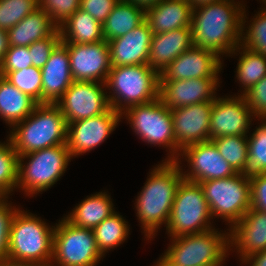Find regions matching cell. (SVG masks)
<instances>
[{"label":"cell","instance_id":"cell-1","mask_svg":"<svg viewBox=\"0 0 266 266\" xmlns=\"http://www.w3.org/2000/svg\"><path fill=\"white\" fill-rule=\"evenodd\" d=\"M243 3L221 0L192 9L193 44L227 57L241 42Z\"/></svg>","mask_w":266,"mask_h":266},{"label":"cell","instance_id":"cell-2","mask_svg":"<svg viewBox=\"0 0 266 266\" xmlns=\"http://www.w3.org/2000/svg\"><path fill=\"white\" fill-rule=\"evenodd\" d=\"M181 162L162 160L156 164L135 199L136 216L148 242L168 224L176 190L183 180Z\"/></svg>","mask_w":266,"mask_h":266},{"label":"cell","instance_id":"cell-3","mask_svg":"<svg viewBox=\"0 0 266 266\" xmlns=\"http://www.w3.org/2000/svg\"><path fill=\"white\" fill-rule=\"evenodd\" d=\"M9 132L18 156L67 142V123L56 104H38Z\"/></svg>","mask_w":266,"mask_h":266},{"label":"cell","instance_id":"cell-4","mask_svg":"<svg viewBox=\"0 0 266 266\" xmlns=\"http://www.w3.org/2000/svg\"><path fill=\"white\" fill-rule=\"evenodd\" d=\"M43 220L22 208L16 211L10 227L8 259L50 266L55 226Z\"/></svg>","mask_w":266,"mask_h":266},{"label":"cell","instance_id":"cell-5","mask_svg":"<svg viewBox=\"0 0 266 266\" xmlns=\"http://www.w3.org/2000/svg\"><path fill=\"white\" fill-rule=\"evenodd\" d=\"M159 80V74L149 65L112 67L105 83L111 108L122 113L131 106L156 100Z\"/></svg>","mask_w":266,"mask_h":266},{"label":"cell","instance_id":"cell-6","mask_svg":"<svg viewBox=\"0 0 266 266\" xmlns=\"http://www.w3.org/2000/svg\"><path fill=\"white\" fill-rule=\"evenodd\" d=\"M71 159L67 144L19 155L17 189L25 196L42 194L61 179Z\"/></svg>","mask_w":266,"mask_h":266},{"label":"cell","instance_id":"cell-7","mask_svg":"<svg viewBox=\"0 0 266 266\" xmlns=\"http://www.w3.org/2000/svg\"><path fill=\"white\" fill-rule=\"evenodd\" d=\"M210 229L170 238L164 255L176 266H223L229 256V232Z\"/></svg>","mask_w":266,"mask_h":266},{"label":"cell","instance_id":"cell-8","mask_svg":"<svg viewBox=\"0 0 266 266\" xmlns=\"http://www.w3.org/2000/svg\"><path fill=\"white\" fill-rule=\"evenodd\" d=\"M135 135L147 144L162 146L167 150L164 161H177L178 146L174 136V127L170 109L160 98L140 105H134L121 113ZM124 116V117H123Z\"/></svg>","mask_w":266,"mask_h":266},{"label":"cell","instance_id":"cell-9","mask_svg":"<svg viewBox=\"0 0 266 266\" xmlns=\"http://www.w3.org/2000/svg\"><path fill=\"white\" fill-rule=\"evenodd\" d=\"M212 219L202 186L183 179L176 190L166 226L168 237L174 238L214 229Z\"/></svg>","mask_w":266,"mask_h":266},{"label":"cell","instance_id":"cell-10","mask_svg":"<svg viewBox=\"0 0 266 266\" xmlns=\"http://www.w3.org/2000/svg\"><path fill=\"white\" fill-rule=\"evenodd\" d=\"M212 218L224 220L229 229L251 208L250 180L244 173L199 183Z\"/></svg>","mask_w":266,"mask_h":266},{"label":"cell","instance_id":"cell-11","mask_svg":"<svg viewBox=\"0 0 266 266\" xmlns=\"http://www.w3.org/2000/svg\"><path fill=\"white\" fill-rule=\"evenodd\" d=\"M103 258L92 229L74 226L64 217L55 223L50 266H96Z\"/></svg>","mask_w":266,"mask_h":266},{"label":"cell","instance_id":"cell-12","mask_svg":"<svg viewBox=\"0 0 266 266\" xmlns=\"http://www.w3.org/2000/svg\"><path fill=\"white\" fill-rule=\"evenodd\" d=\"M105 90V91H104ZM106 84L95 81H73L63 96L56 102L66 123L96 117L111 106Z\"/></svg>","mask_w":266,"mask_h":266},{"label":"cell","instance_id":"cell-13","mask_svg":"<svg viewBox=\"0 0 266 266\" xmlns=\"http://www.w3.org/2000/svg\"><path fill=\"white\" fill-rule=\"evenodd\" d=\"M218 97L213 101L209 125L210 140L222 136H247L255 118L243 95Z\"/></svg>","mask_w":266,"mask_h":266},{"label":"cell","instance_id":"cell-14","mask_svg":"<svg viewBox=\"0 0 266 266\" xmlns=\"http://www.w3.org/2000/svg\"><path fill=\"white\" fill-rule=\"evenodd\" d=\"M121 113L110 108L96 117L67 124V147L71 158L88 153L100 146L121 122Z\"/></svg>","mask_w":266,"mask_h":266},{"label":"cell","instance_id":"cell-15","mask_svg":"<svg viewBox=\"0 0 266 266\" xmlns=\"http://www.w3.org/2000/svg\"><path fill=\"white\" fill-rule=\"evenodd\" d=\"M186 161L188 169H182L184 180L200 183L206 180L232 177L237 172L220 155L215 144L209 140L184 148L177 160Z\"/></svg>","mask_w":266,"mask_h":266},{"label":"cell","instance_id":"cell-16","mask_svg":"<svg viewBox=\"0 0 266 266\" xmlns=\"http://www.w3.org/2000/svg\"><path fill=\"white\" fill-rule=\"evenodd\" d=\"M70 59L73 81L106 83L111 69L109 46L106 40L90 43H64Z\"/></svg>","mask_w":266,"mask_h":266},{"label":"cell","instance_id":"cell-17","mask_svg":"<svg viewBox=\"0 0 266 266\" xmlns=\"http://www.w3.org/2000/svg\"><path fill=\"white\" fill-rule=\"evenodd\" d=\"M213 101L170 109L174 136L180 152L193 144L209 141V125Z\"/></svg>","mask_w":266,"mask_h":266},{"label":"cell","instance_id":"cell-18","mask_svg":"<svg viewBox=\"0 0 266 266\" xmlns=\"http://www.w3.org/2000/svg\"><path fill=\"white\" fill-rule=\"evenodd\" d=\"M223 62L214 52L193 45L163 70L159 81L219 78Z\"/></svg>","mask_w":266,"mask_h":266},{"label":"cell","instance_id":"cell-19","mask_svg":"<svg viewBox=\"0 0 266 266\" xmlns=\"http://www.w3.org/2000/svg\"><path fill=\"white\" fill-rule=\"evenodd\" d=\"M219 78L159 81V98L169 109L214 101Z\"/></svg>","mask_w":266,"mask_h":266},{"label":"cell","instance_id":"cell-20","mask_svg":"<svg viewBox=\"0 0 266 266\" xmlns=\"http://www.w3.org/2000/svg\"><path fill=\"white\" fill-rule=\"evenodd\" d=\"M226 230L229 231V250L236 252L240 261L266 250V212L250 208L238 223Z\"/></svg>","mask_w":266,"mask_h":266},{"label":"cell","instance_id":"cell-21","mask_svg":"<svg viewBox=\"0 0 266 266\" xmlns=\"http://www.w3.org/2000/svg\"><path fill=\"white\" fill-rule=\"evenodd\" d=\"M152 36L149 23L145 20L127 34L108 41L111 68L148 65Z\"/></svg>","mask_w":266,"mask_h":266},{"label":"cell","instance_id":"cell-22","mask_svg":"<svg viewBox=\"0 0 266 266\" xmlns=\"http://www.w3.org/2000/svg\"><path fill=\"white\" fill-rule=\"evenodd\" d=\"M40 70L42 104H56L73 83L67 46L62 41L54 48L50 58Z\"/></svg>","mask_w":266,"mask_h":266},{"label":"cell","instance_id":"cell-23","mask_svg":"<svg viewBox=\"0 0 266 266\" xmlns=\"http://www.w3.org/2000/svg\"><path fill=\"white\" fill-rule=\"evenodd\" d=\"M193 45L191 27L153 34L148 65L160 75L173 60Z\"/></svg>","mask_w":266,"mask_h":266},{"label":"cell","instance_id":"cell-24","mask_svg":"<svg viewBox=\"0 0 266 266\" xmlns=\"http://www.w3.org/2000/svg\"><path fill=\"white\" fill-rule=\"evenodd\" d=\"M192 7L187 0H161L145 10L153 34L191 27Z\"/></svg>","mask_w":266,"mask_h":266},{"label":"cell","instance_id":"cell-25","mask_svg":"<svg viewBox=\"0 0 266 266\" xmlns=\"http://www.w3.org/2000/svg\"><path fill=\"white\" fill-rule=\"evenodd\" d=\"M58 28L50 16L38 7L7 31L9 46L28 47L51 36Z\"/></svg>","mask_w":266,"mask_h":266},{"label":"cell","instance_id":"cell-26","mask_svg":"<svg viewBox=\"0 0 266 266\" xmlns=\"http://www.w3.org/2000/svg\"><path fill=\"white\" fill-rule=\"evenodd\" d=\"M110 196L104 191L91 194L75 205L64 218L74 226L93 229L116 212Z\"/></svg>","mask_w":266,"mask_h":266},{"label":"cell","instance_id":"cell-27","mask_svg":"<svg viewBox=\"0 0 266 266\" xmlns=\"http://www.w3.org/2000/svg\"><path fill=\"white\" fill-rule=\"evenodd\" d=\"M38 103L0 75V118L11 129L30 115Z\"/></svg>","mask_w":266,"mask_h":266},{"label":"cell","instance_id":"cell-28","mask_svg":"<svg viewBox=\"0 0 266 266\" xmlns=\"http://www.w3.org/2000/svg\"><path fill=\"white\" fill-rule=\"evenodd\" d=\"M145 9L126 0H119L102 24L107 42L127 34L145 21Z\"/></svg>","mask_w":266,"mask_h":266},{"label":"cell","instance_id":"cell-29","mask_svg":"<svg viewBox=\"0 0 266 266\" xmlns=\"http://www.w3.org/2000/svg\"><path fill=\"white\" fill-rule=\"evenodd\" d=\"M63 43L90 44L104 40L102 24L78 9L59 26Z\"/></svg>","mask_w":266,"mask_h":266},{"label":"cell","instance_id":"cell-30","mask_svg":"<svg viewBox=\"0 0 266 266\" xmlns=\"http://www.w3.org/2000/svg\"><path fill=\"white\" fill-rule=\"evenodd\" d=\"M236 79L241 85L240 93L243 95L253 85L266 76V56L256 53L248 48L238 45L228 56H238Z\"/></svg>","mask_w":266,"mask_h":266},{"label":"cell","instance_id":"cell-31","mask_svg":"<svg viewBox=\"0 0 266 266\" xmlns=\"http://www.w3.org/2000/svg\"><path fill=\"white\" fill-rule=\"evenodd\" d=\"M98 250L105 257L109 250L123 244L130 235V225L117 211L92 229Z\"/></svg>","mask_w":266,"mask_h":266},{"label":"cell","instance_id":"cell-32","mask_svg":"<svg viewBox=\"0 0 266 266\" xmlns=\"http://www.w3.org/2000/svg\"><path fill=\"white\" fill-rule=\"evenodd\" d=\"M260 9V12L258 11L252 19L250 18V21H246L248 14H246L247 10L244 6L240 45L266 56V7ZM246 25L247 27H245Z\"/></svg>","mask_w":266,"mask_h":266},{"label":"cell","instance_id":"cell-33","mask_svg":"<svg viewBox=\"0 0 266 266\" xmlns=\"http://www.w3.org/2000/svg\"><path fill=\"white\" fill-rule=\"evenodd\" d=\"M211 141L237 173L245 174L248 165L247 136H222Z\"/></svg>","mask_w":266,"mask_h":266},{"label":"cell","instance_id":"cell-34","mask_svg":"<svg viewBox=\"0 0 266 266\" xmlns=\"http://www.w3.org/2000/svg\"><path fill=\"white\" fill-rule=\"evenodd\" d=\"M17 183L18 154L7 136L6 141H0V197H10L9 195L17 189Z\"/></svg>","mask_w":266,"mask_h":266},{"label":"cell","instance_id":"cell-35","mask_svg":"<svg viewBox=\"0 0 266 266\" xmlns=\"http://www.w3.org/2000/svg\"><path fill=\"white\" fill-rule=\"evenodd\" d=\"M253 130L247 135L248 165L245 175L248 177L266 173V128L260 123Z\"/></svg>","mask_w":266,"mask_h":266},{"label":"cell","instance_id":"cell-36","mask_svg":"<svg viewBox=\"0 0 266 266\" xmlns=\"http://www.w3.org/2000/svg\"><path fill=\"white\" fill-rule=\"evenodd\" d=\"M21 92L29 95L38 104H42V75L40 68L30 66L23 70L0 72Z\"/></svg>","mask_w":266,"mask_h":266},{"label":"cell","instance_id":"cell-37","mask_svg":"<svg viewBox=\"0 0 266 266\" xmlns=\"http://www.w3.org/2000/svg\"><path fill=\"white\" fill-rule=\"evenodd\" d=\"M38 8V0H0V30L8 31Z\"/></svg>","mask_w":266,"mask_h":266},{"label":"cell","instance_id":"cell-38","mask_svg":"<svg viewBox=\"0 0 266 266\" xmlns=\"http://www.w3.org/2000/svg\"><path fill=\"white\" fill-rule=\"evenodd\" d=\"M80 4L81 0H38V7L43 9L58 27L80 9Z\"/></svg>","mask_w":266,"mask_h":266},{"label":"cell","instance_id":"cell-39","mask_svg":"<svg viewBox=\"0 0 266 266\" xmlns=\"http://www.w3.org/2000/svg\"><path fill=\"white\" fill-rule=\"evenodd\" d=\"M9 197H0V261L7 258L10 227L19 207L8 201Z\"/></svg>","mask_w":266,"mask_h":266},{"label":"cell","instance_id":"cell-40","mask_svg":"<svg viewBox=\"0 0 266 266\" xmlns=\"http://www.w3.org/2000/svg\"><path fill=\"white\" fill-rule=\"evenodd\" d=\"M61 42V34L59 28L49 37L36 41L28 46V51L31 54L32 66L43 68L54 48Z\"/></svg>","mask_w":266,"mask_h":266},{"label":"cell","instance_id":"cell-41","mask_svg":"<svg viewBox=\"0 0 266 266\" xmlns=\"http://www.w3.org/2000/svg\"><path fill=\"white\" fill-rule=\"evenodd\" d=\"M30 55L28 47L9 46L0 63V72L23 70L32 66Z\"/></svg>","mask_w":266,"mask_h":266},{"label":"cell","instance_id":"cell-42","mask_svg":"<svg viewBox=\"0 0 266 266\" xmlns=\"http://www.w3.org/2000/svg\"><path fill=\"white\" fill-rule=\"evenodd\" d=\"M243 96L256 120L266 115V76L247 90Z\"/></svg>","mask_w":266,"mask_h":266},{"label":"cell","instance_id":"cell-43","mask_svg":"<svg viewBox=\"0 0 266 266\" xmlns=\"http://www.w3.org/2000/svg\"><path fill=\"white\" fill-rule=\"evenodd\" d=\"M119 0H81L80 9L103 24Z\"/></svg>","mask_w":266,"mask_h":266},{"label":"cell","instance_id":"cell-44","mask_svg":"<svg viewBox=\"0 0 266 266\" xmlns=\"http://www.w3.org/2000/svg\"><path fill=\"white\" fill-rule=\"evenodd\" d=\"M251 208L266 212V173L249 177Z\"/></svg>","mask_w":266,"mask_h":266},{"label":"cell","instance_id":"cell-45","mask_svg":"<svg viewBox=\"0 0 266 266\" xmlns=\"http://www.w3.org/2000/svg\"><path fill=\"white\" fill-rule=\"evenodd\" d=\"M241 264L249 266H266V250L251 254L245 258Z\"/></svg>","mask_w":266,"mask_h":266},{"label":"cell","instance_id":"cell-46","mask_svg":"<svg viewBox=\"0 0 266 266\" xmlns=\"http://www.w3.org/2000/svg\"><path fill=\"white\" fill-rule=\"evenodd\" d=\"M0 266H49V265H44L36 262L14 261L6 258L0 261Z\"/></svg>","mask_w":266,"mask_h":266},{"label":"cell","instance_id":"cell-47","mask_svg":"<svg viewBox=\"0 0 266 266\" xmlns=\"http://www.w3.org/2000/svg\"><path fill=\"white\" fill-rule=\"evenodd\" d=\"M9 48L7 32L0 30V63L3 61L5 53Z\"/></svg>","mask_w":266,"mask_h":266},{"label":"cell","instance_id":"cell-48","mask_svg":"<svg viewBox=\"0 0 266 266\" xmlns=\"http://www.w3.org/2000/svg\"><path fill=\"white\" fill-rule=\"evenodd\" d=\"M126 1L138 5L139 7H142L143 9L146 10L147 8L158 4L161 0H126Z\"/></svg>","mask_w":266,"mask_h":266},{"label":"cell","instance_id":"cell-49","mask_svg":"<svg viewBox=\"0 0 266 266\" xmlns=\"http://www.w3.org/2000/svg\"><path fill=\"white\" fill-rule=\"evenodd\" d=\"M188 3L191 5L192 9L199 8L201 6H205L209 3L221 1V0H187Z\"/></svg>","mask_w":266,"mask_h":266},{"label":"cell","instance_id":"cell-50","mask_svg":"<svg viewBox=\"0 0 266 266\" xmlns=\"http://www.w3.org/2000/svg\"><path fill=\"white\" fill-rule=\"evenodd\" d=\"M153 266H176L173 263H171L164 255L160 256L158 261H155Z\"/></svg>","mask_w":266,"mask_h":266},{"label":"cell","instance_id":"cell-51","mask_svg":"<svg viewBox=\"0 0 266 266\" xmlns=\"http://www.w3.org/2000/svg\"><path fill=\"white\" fill-rule=\"evenodd\" d=\"M259 121H261V123L265 126L266 128V115L261 117V119L258 120V124H259Z\"/></svg>","mask_w":266,"mask_h":266},{"label":"cell","instance_id":"cell-52","mask_svg":"<svg viewBox=\"0 0 266 266\" xmlns=\"http://www.w3.org/2000/svg\"><path fill=\"white\" fill-rule=\"evenodd\" d=\"M259 2H262V3L264 2V5H266V0H262V1H259Z\"/></svg>","mask_w":266,"mask_h":266}]
</instances>
